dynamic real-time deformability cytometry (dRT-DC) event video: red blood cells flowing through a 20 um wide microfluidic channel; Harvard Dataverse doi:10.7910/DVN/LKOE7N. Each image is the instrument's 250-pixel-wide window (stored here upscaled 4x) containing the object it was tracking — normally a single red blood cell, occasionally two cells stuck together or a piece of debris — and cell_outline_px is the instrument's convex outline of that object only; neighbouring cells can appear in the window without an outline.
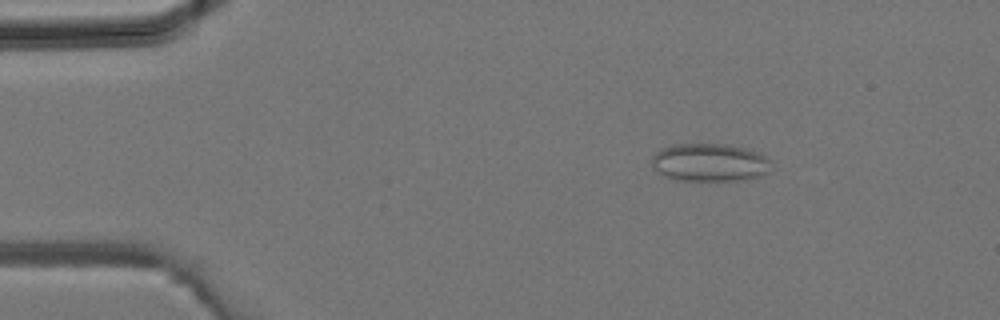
{"species": "common noctule bat (a hibernating species)", "species_latin": "Nyctalus noctula", "temperature_condition": "room temperature", "stored_images_in_passage": 36, "camera_frame_rate_fps": 3000, "um_per_image_px": 0.085, "animal": {"sex": "male", "body_mass_g": 19.2, "forearm_length_mm": 51.8}, "frame": {"image": 1, "passage_image": 6, "time_ms": 1.667, "image_size_px": [1000, 320], "cell_outline_px": [[772, 160], [768, 172], [760, 176], [744, 180], [676, 180], [656, 172], [652, 168], [652, 156], [660, 148], [672, 144], [724, 144], [748, 148]], "centroid_in_image_um": [60.3, 13.8], "position_along_channel_um": 24.7, "area_um2": 26.65}}
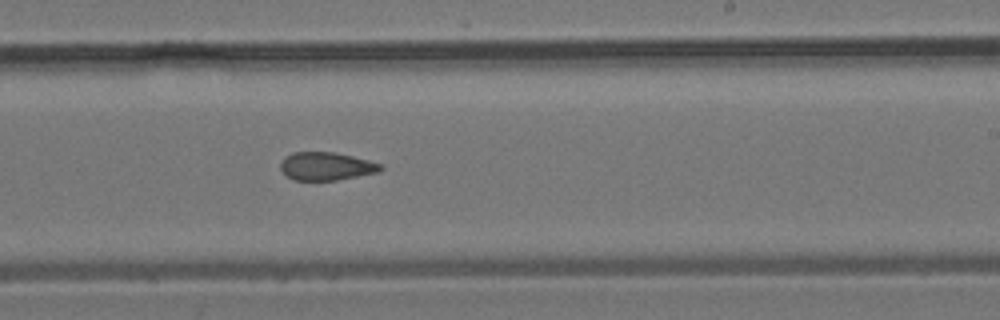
{"frame": {"image": 2, "passage_image": 22, "time_ms": 7.0, "image_size_px": [1000, 320], "cell_outline_px": [[384, 168], [376, 172], [336, 180], [292, 180], [280, 168], [280, 160], [284, 156], [292, 152], [336, 152], [384, 164]], "centroid_in_image_um": [27.71, 14.11], "position_along_channel_um": 261.3, "area_um2": 16.42}}
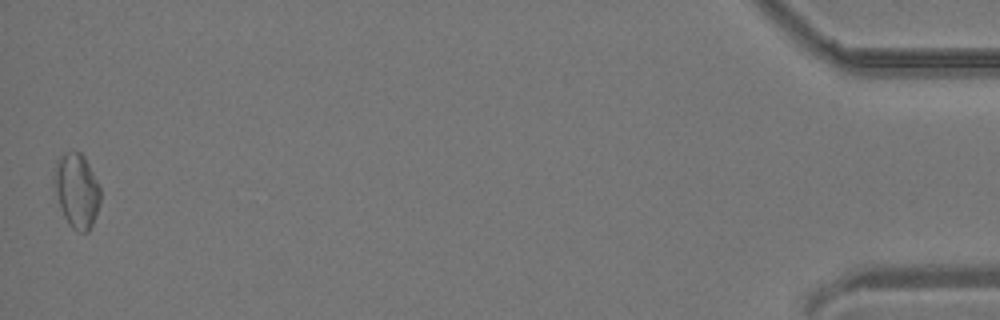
{"frame": {"image": 3, "passage_image": 36, "time_ms": 11.667, "image_size_px": [1000, 320], "cell_outline_px": [[100, 200], [92, 224], [88, 232], [80, 232], [72, 228], [68, 224], [64, 216], [56, 192], [56, 160], [64, 152], [80, 152], [84, 156], [100, 188]], "centroid_in_image_um": [6.54, 16.21], "position_along_channel_um": 428.7, "area_um2": 19.31}}